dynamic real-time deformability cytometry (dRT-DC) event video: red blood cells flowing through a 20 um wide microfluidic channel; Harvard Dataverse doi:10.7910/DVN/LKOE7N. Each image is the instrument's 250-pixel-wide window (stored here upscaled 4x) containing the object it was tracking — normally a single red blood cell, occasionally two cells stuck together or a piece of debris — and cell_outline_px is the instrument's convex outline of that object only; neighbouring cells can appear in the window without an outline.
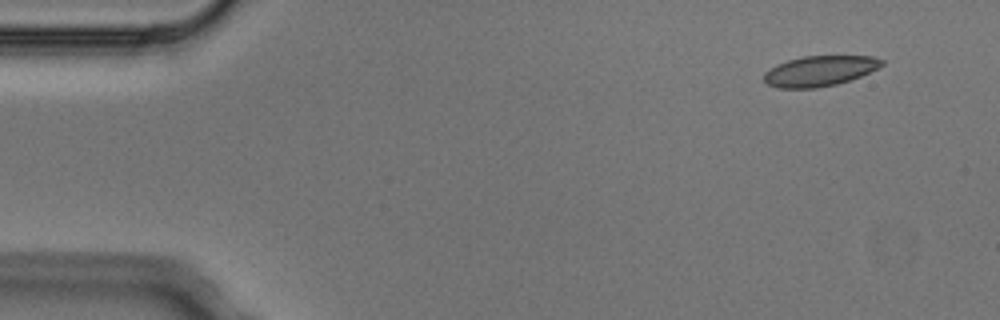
{"species": "Egyptian fruit bat (a non-hibernating species)", "species_latin": "Rousettus aegyptiacus", "temperature_condition": "cold", "stored_images_in_passage": 3, "camera_frame_rate_fps": 3000, "um_per_image_px": 0.085, "animal": {"sex": "male"}, "frame": {"image": 1, "passage_image": 1, "time_ms": 0.0, "image_size_px": [1000, 320], "cell_outline_px": [[884, 64], [860, 76], [836, 84], [816, 88], [776, 88], [768, 84], [764, 80], [764, 72], [776, 64], [788, 60], [804, 56], [872, 56], [884, 60]], "centroid_in_image_um": [69.63, 6.03], "position_along_channel_um": 15.4, "area_um2": 20.69}}